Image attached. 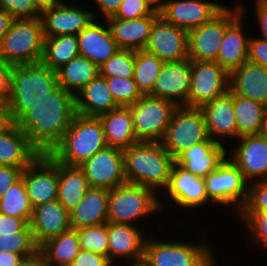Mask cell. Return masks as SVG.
<instances>
[{"label": "cell", "instance_id": "obj_1", "mask_svg": "<svg viewBox=\"0 0 267 266\" xmlns=\"http://www.w3.org/2000/svg\"><path fill=\"white\" fill-rule=\"evenodd\" d=\"M75 114V96L58 86L16 123L40 154H48L61 141Z\"/></svg>", "mask_w": 267, "mask_h": 266}, {"label": "cell", "instance_id": "obj_2", "mask_svg": "<svg viewBox=\"0 0 267 266\" xmlns=\"http://www.w3.org/2000/svg\"><path fill=\"white\" fill-rule=\"evenodd\" d=\"M122 151L127 183L150 188L156 193L167 188L175 159L162 142H137Z\"/></svg>", "mask_w": 267, "mask_h": 266}, {"label": "cell", "instance_id": "obj_3", "mask_svg": "<svg viewBox=\"0 0 267 266\" xmlns=\"http://www.w3.org/2000/svg\"><path fill=\"white\" fill-rule=\"evenodd\" d=\"M58 86L56 71L42 63L13 65L8 100L11 122H17L34 105L46 99Z\"/></svg>", "mask_w": 267, "mask_h": 266}, {"label": "cell", "instance_id": "obj_4", "mask_svg": "<svg viewBox=\"0 0 267 266\" xmlns=\"http://www.w3.org/2000/svg\"><path fill=\"white\" fill-rule=\"evenodd\" d=\"M106 146L99 118L76 113L69 129L49 154L57 162L79 166Z\"/></svg>", "mask_w": 267, "mask_h": 266}, {"label": "cell", "instance_id": "obj_5", "mask_svg": "<svg viewBox=\"0 0 267 266\" xmlns=\"http://www.w3.org/2000/svg\"><path fill=\"white\" fill-rule=\"evenodd\" d=\"M44 35L40 17L14 19L2 38L0 60L11 65L41 63Z\"/></svg>", "mask_w": 267, "mask_h": 266}, {"label": "cell", "instance_id": "obj_6", "mask_svg": "<svg viewBox=\"0 0 267 266\" xmlns=\"http://www.w3.org/2000/svg\"><path fill=\"white\" fill-rule=\"evenodd\" d=\"M162 205L154 190L125 183L109 190L107 222L136 225L137 220L163 210Z\"/></svg>", "mask_w": 267, "mask_h": 266}, {"label": "cell", "instance_id": "obj_7", "mask_svg": "<svg viewBox=\"0 0 267 266\" xmlns=\"http://www.w3.org/2000/svg\"><path fill=\"white\" fill-rule=\"evenodd\" d=\"M144 257L154 266H210L216 259L205 243V234L199 244L178 241H159L147 234ZM204 238V239H203ZM205 241V242H204Z\"/></svg>", "mask_w": 267, "mask_h": 266}, {"label": "cell", "instance_id": "obj_8", "mask_svg": "<svg viewBox=\"0 0 267 266\" xmlns=\"http://www.w3.org/2000/svg\"><path fill=\"white\" fill-rule=\"evenodd\" d=\"M172 101L143 95L129 108L138 142H162L174 111Z\"/></svg>", "mask_w": 267, "mask_h": 266}, {"label": "cell", "instance_id": "obj_9", "mask_svg": "<svg viewBox=\"0 0 267 266\" xmlns=\"http://www.w3.org/2000/svg\"><path fill=\"white\" fill-rule=\"evenodd\" d=\"M209 139L204 115L200 108L178 106L173 113L162 144L176 159L189 147Z\"/></svg>", "mask_w": 267, "mask_h": 266}, {"label": "cell", "instance_id": "obj_10", "mask_svg": "<svg viewBox=\"0 0 267 266\" xmlns=\"http://www.w3.org/2000/svg\"><path fill=\"white\" fill-rule=\"evenodd\" d=\"M204 179L211 203L225 207L233 205L236 213L239 212L247 199L248 182L229 158Z\"/></svg>", "mask_w": 267, "mask_h": 266}, {"label": "cell", "instance_id": "obj_11", "mask_svg": "<svg viewBox=\"0 0 267 266\" xmlns=\"http://www.w3.org/2000/svg\"><path fill=\"white\" fill-rule=\"evenodd\" d=\"M21 178L32 208L57 200L58 162L49 153L39 154L23 169Z\"/></svg>", "mask_w": 267, "mask_h": 266}, {"label": "cell", "instance_id": "obj_12", "mask_svg": "<svg viewBox=\"0 0 267 266\" xmlns=\"http://www.w3.org/2000/svg\"><path fill=\"white\" fill-rule=\"evenodd\" d=\"M230 74L217 62L192 61L187 106L200 108L229 90Z\"/></svg>", "mask_w": 267, "mask_h": 266}, {"label": "cell", "instance_id": "obj_13", "mask_svg": "<svg viewBox=\"0 0 267 266\" xmlns=\"http://www.w3.org/2000/svg\"><path fill=\"white\" fill-rule=\"evenodd\" d=\"M236 5L235 10L226 6V31L215 61L229 74L248 60L250 37L245 35L242 20L245 18V6L242 3Z\"/></svg>", "mask_w": 267, "mask_h": 266}, {"label": "cell", "instance_id": "obj_14", "mask_svg": "<svg viewBox=\"0 0 267 266\" xmlns=\"http://www.w3.org/2000/svg\"><path fill=\"white\" fill-rule=\"evenodd\" d=\"M79 167L84 171L91 188L112 190L127 183L124 175V155L119 148L106 146Z\"/></svg>", "mask_w": 267, "mask_h": 266}, {"label": "cell", "instance_id": "obj_15", "mask_svg": "<svg viewBox=\"0 0 267 266\" xmlns=\"http://www.w3.org/2000/svg\"><path fill=\"white\" fill-rule=\"evenodd\" d=\"M144 50L156 55L164 63L187 59L188 31L174 26L159 15L153 22Z\"/></svg>", "mask_w": 267, "mask_h": 266}, {"label": "cell", "instance_id": "obj_16", "mask_svg": "<svg viewBox=\"0 0 267 266\" xmlns=\"http://www.w3.org/2000/svg\"><path fill=\"white\" fill-rule=\"evenodd\" d=\"M225 6L209 0H163L159 14L174 26L190 31L208 22Z\"/></svg>", "mask_w": 267, "mask_h": 266}, {"label": "cell", "instance_id": "obj_17", "mask_svg": "<svg viewBox=\"0 0 267 266\" xmlns=\"http://www.w3.org/2000/svg\"><path fill=\"white\" fill-rule=\"evenodd\" d=\"M98 16L96 11L83 9L62 2L40 13L44 38L62 35H77Z\"/></svg>", "mask_w": 267, "mask_h": 266}, {"label": "cell", "instance_id": "obj_18", "mask_svg": "<svg viewBox=\"0 0 267 266\" xmlns=\"http://www.w3.org/2000/svg\"><path fill=\"white\" fill-rule=\"evenodd\" d=\"M240 144L232 148L228 157L250 183L267 180V138L260 134L238 138Z\"/></svg>", "mask_w": 267, "mask_h": 266}, {"label": "cell", "instance_id": "obj_19", "mask_svg": "<svg viewBox=\"0 0 267 266\" xmlns=\"http://www.w3.org/2000/svg\"><path fill=\"white\" fill-rule=\"evenodd\" d=\"M226 31V6L208 22L188 31V58L215 62Z\"/></svg>", "mask_w": 267, "mask_h": 266}, {"label": "cell", "instance_id": "obj_20", "mask_svg": "<svg viewBox=\"0 0 267 266\" xmlns=\"http://www.w3.org/2000/svg\"><path fill=\"white\" fill-rule=\"evenodd\" d=\"M191 72L192 60L189 58L164 63L149 95L172 101L177 106H187Z\"/></svg>", "mask_w": 267, "mask_h": 266}, {"label": "cell", "instance_id": "obj_21", "mask_svg": "<svg viewBox=\"0 0 267 266\" xmlns=\"http://www.w3.org/2000/svg\"><path fill=\"white\" fill-rule=\"evenodd\" d=\"M168 194L169 201L180 208L195 209L211 202L206 191V182L202 177L193 175L174 163L167 188L162 191Z\"/></svg>", "mask_w": 267, "mask_h": 266}, {"label": "cell", "instance_id": "obj_22", "mask_svg": "<svg viewBox=\"0 0 267 266\" xmlns=\"http://www.w3.org/2000/svg\"><path fill=\"white\" fill-rule=\"evenodd\" d=\"M210 139L223 142L238 139L237 122L233 109V92L229 89L223 95L200 107Z\"/></svg>", "mask_w": 267, "mask_h": 266}, {"label": "cell", "instance_id": "obj_23", "mask_svg": "<svg viewBox=\"0 0 267 266\" xmlns=\"http://www.w3.org/2000/svg\"><path fill=\"white\" fill-rule=\"evenodd\" d=\"M224 145L209 138L183 151L175 163L193 175L205 178L228 158L229 151Z\"/></svg>", "mask_w": 267, "mask_h": 266}, {"label": "cell", "instance_id": "obj_24", "mask_svg": "<svg viewBox=\"0 0 267 266\" xmlns=\"http://www.w3.org/2000/svg\"><path fill=\"white\" fill-rule=\"evenodd\" d=\"M30 228L35 245L39 248L47 240L71 228L70 213L58 200L33 208Z\"/></svg>", "mask_w": 267, "mask_h": 266}, {"label": "cell", "instance_id": "obj_25", "mask_svg": "<svg viewBox=\"0 0 267 266\" xmlns=\"http://www.w3.org/2000/svg\"><path fill=\"white\" fill-rule=\"evenodd\" d=\"M141 230L137 225L108 222V259L113 265L116 259L129 263L143 257L147 236Z\"/></svg>", "mask_w": 267, "mask_h": 266}, {"label": "cell", "instance_id": "obj_26", "mask_svg": "<svg viewBox=\"0 0 267 266\" xmlns=\"http://www.w3.org/2000/svg\"><path fill=\"white\" fill-rule=\"evenodd\" d=\"M105 25L95 19L87 28L77 34L80 56L100 67L120 48L112 38L107 22ZM102 25V26H101Z\"/></svg>", "mask_w": 267, "mask_h": 266}, {"label": "cell", "instance_id": "obj_27", "mask_svg": "<svg viewBox=\"0 0 267 266\" xmlns=\"http://www.w3.org/2000/svg\"><path fill=\"white\" fill-rule=\"evenodd\" d=\"M159 15V11L156 10L152 15L137 19H120L110 16L105 21L112 38L120 49L137 51L144 50L153 22Z\"/></svg>", "mask_w": 267, "mask_h": 266}, {"label": "cell", "instance_id": "obj_28", "mask_svg": "<svg viewBox=\"0 0 267 266\" xmlns=\"http://www.w3.org/2000/svg\"><path fill=\"white\" fill-rule=\"evenodd\" d=\"M229 89L267 106V68L245 61L230 73Z\"/></svg>", "mask_w": 267, "mask_h": 266}, {"label": "cell", "instance_id": "obj_29", "mask_svg": "<svg viewBox=\"0 0 267 266\" xmlns=\"http://www.w3.org/2000/svg\"><path fill=\"white\" fill-rule=\"evenodd\" d=\"M39 154L16 122L0 131V165L25 169Z\"/></svg>", "mask_w": 267, "mask_h": 266}, {"label": "cell", "instance_id": "obj_30", "mask_svg": "<svg viewBox=\"0 0 267 266\" xmlns=\"http://www.w3.org/2000/svg\"><path fill=\"white\" fill-rule=\"evenodd\" d=\"M118 108L107 86L105 77L98 75L85 85L75 96L76 113L99 117Z\"/></svg>", "mask_w": 267, "mask_h": 266}, {"label": "cell", "instance_id": "obj_31", "mask_svg": "<svg viewBox=\"0 0 267 266\" xmlns=\"http://www.w3.org/2000/svg\"><path fill=\"white\" fill-rule=\"evenodd\" d=\"M109 190L90 188L70 212L71 228L80 229L107 223Z\"/></svg>", "mask_w": 267, "mask_h": 266}, {"label": "cell", "instance_id": "obj_32", "mask_svg": "<svg viewBox=\"0 0 267 266\" xmlns=\"http://www.w3.org/2000/svg\"><path fill=\"white\" fill-rule=\"evenodd\" d=\"M98 118L103 127L107 146L124 150L138 142L129 107H118Z\"/></svg>", "mask_w": 267, "mask_h": 266}, {"label": "cell", "instance_id": "obj_33", "mask_svg": "<svg viewBox=\"0 0 267 266\" xmlns=\"http://www.w3.org/2000/svg\"><path fill=\"white\" fill-rule=\"evenodd\" d=\"M90 188L84 171L79 166L58 162L57 200L69 213L79 205Z\"/></svg>", "mask_w": 267, "mask_h": 266}, {"label": "cell", "instance_id": "obj_34", "mask_svg": "<svg viewBox=\"0 0 267 266\" xmlns=\"http://www.w3.org/2000/svg\"><path fill=\"white\" fill-rule=\"evenodd\" d=\"M46 266H69L80 252L77 229L69 228L38 248Z\"/></svg>", "mask_w": 267, "mask_h": 266}, {"label": "cell", "instance_id": "obj_35", "mask_svg": "<svg viewBox=\"0 0 267 266\" xmlns=\"http://www.w3.org/2000/svg\"><path fill=\"white\" fill-rule=\"evenodd\" d=\"M56 73L59 86L76 96V92L99 75V67L79 55L59 68Z\"/></svg>", "mask_w": 267, "mask_h": 266}, {"label": "cell", "instance_id": "obj_36", "mask_svg": "<svg viewBox=\"0 0 267 266\" xmlns=\"http://www.w3.org/2000/svg\"><path fill=\"white\" fill-rule=\"evenodd\" d=\"M233 109L237 122L238 138L262 132L267 113L266 105L233 93Z\"/></svg>", "mask_w": 267, "mask_h": 266}, {"label": "cell", "instance_id": "obj_37", "mask_svg": "<svg viewBox=\"0 0 267 266\" xmlns=\"http://www.w3.org/2000/svg\"><path fill=\"white\" fill-rule=\"evenodd\" d=\"M79 55L77 35L70 34L44 38L41 63L53 71H57Z\"/></svg>", "mask_w": 267, "mask_h": 266}, {"label": "cell", "instance_id": "obj_38", "mask_svg": "<svg viewBox=\"0 0 267 266\" xmlns=\"http://www.w3.org/2000/svg\"><path fill=\"white\" fill-rule=\"evenodd\" d=\"M163 65L164 62L156 55L145 50L135 51L133 80L142 95L152 92Z\"/></svg>", "mask_w": 267, "mask_h": 266}, {"label": "cell", "instance_id": "obj_39", "mask_svg": "<svg viewBox=\"0 0 267 266\" xmlns=\"http://www.w3.org/2000/svg\"><path fill=\"white\" fill-rule=\"evenodd\" d=\"M0 213L16 218H24L30 223L33 208L22 178L10 186L0 197Z\"/></svg>", "mask_w": 267, "mask_h": 266}, {"label": "cell", "instance_id": "obj_40", "mask_svg": "<svg viewBox=\"0 0 267 266\" xmlns=\"http://www.w3.org/2000/svg\"><path fill=\"white\" fill-rule=\"evenodd\" d=\"M80 249L91 251L108 258V222L77 229Z\"/></svg>", "mask_w": 267, "mask_h": 266}, {"label": "cell", "instance_id": "obj_41", "mask_svg": "<svg viewBox=\"0 0 267 266\" xmlns=\"http://www.w3.org/2000/svg\"><path fill=\"white\" fill-rule=\"evenodd\" d=\"M135 51L119 49L112 57L99 67L102 77L133 78Z\"/></svg>", "mask_w": 267, "mask_h": 266}, {"label": "cell", "instance_id": "obj_42", "mask_svg": "<svg viewBox=\"0 0 267 266\" xmlns=\"http://www.w3.org/2000/svg\"><path fill=\"white\" fill-rule=\"evenodd\" d=\"M105 79L118 107H130L143 96L133 78L105 77Z\"/></svg>", "mask_w": 267, "mask_h": 266}, {"label": "cell", "instance_id": "obj_43", "mask_svg": "<svg viewBox=\"0 0 267 266\" xmlns=\"http://www.w3.org/2000/svg\"><path fill=\"white\" fill-rule=\"evenodd\" d=\"M38 250L32 231H21L14 234H0V252H11L23 257L32 255Z\"/></svg>", "mask_w": 267, "mask_h": 266}, {"label": "cell", "instance_id": "obj_44", "mask_svg": "<svg viewBox=\"0 0 267 266\" xmlns=\"http://www.w3.org/2000/svg\"><path fill=\"white\" fill-rule=\"evenodd\" d=\"M237 217L247 225L255 246L267 249V212H238Z\"/></svg>", "mask_w": 267, "mask_h": 266}, {"label": "cell", "instance_id": "obj_45", "mask_svg": "<svg viewBox=\"0 0 267 266\" xmlns=\"http://www.w3.org/2000/svg\"><path fill=\"white\" fill-rule=\"evenodd\" d=\"M239 212H267V180L248 183L247 199Z\"/></svg>", "mask_w": 267, "mask_h": 266}, {"label": "cell", "instance_id": "obj_46", "mask_svg": "<svg viewBox=\"0 0 267 266\" xmlns=\"http://www.w3.org/2000/svg\"><path fill=\"white\" fill-rule=\"evenodd\" d=\"M156 9L146 0H123L112 16L120 19H137L152 15Z\"/></svg>", "mask_w": 267, "mask_h": 266}, {"label": "cell", "instance_id": "obj_47", "mask_svg": "<svg viewBox=\"0 0 267 266\" xmlns=\"http://www.w3.org/2000/svg\"><path fill=\"white\" fill-rule=\"evenodd\" d=\"M0 8L8 12L13 19H31L40 17V11L33 0H0Z\"/></svg>", "mask_w": 267, "mask_h": 266}, {"label": "cell", "instance_id": "obj_48", "mask_svg": "<svg viewBox=\"0 0 267 266\" xmlns=\"http://www.w3.org/2000/svg\"><path fill=\"white\" fill-rule=\"evenodd\" d=\"M248 61L267 68V40L250 37Z\"/></svg>", "mask_w": 267, "mask_h": 266}, {"label": "cell", "instance_id": "obj_49", "mask_svg": "<svg viewBox=\"0 0 267 266\" xmlns=\"http://www.w3.org/2000/svg\"><path fill=\"white\" fill-rule=\"evenodd\" d=\"M21 231H31L30 223L26 219L0 213V234H14Z\"/></svg>", "mask_w": 267, "mask_h": 266}, {"label": "cell", "instance_id": "obj_50", "mask_svg": "<svg viewBox=\"0 0 267 266\" xmlns=\"http://www.w3.org/2000/svg\"><path fill=\"white\" fill-rule=\"evenodd\" d=\"M69 266H114L106 256L80 250Z\"/></svg>", "mask_w": 267, "mask_h": 266}, {"label": "cell", "instance_id": "obj_51", "mask_svg": "<svg viewBox=\"0 0 267 266\" xmlns=\"http://www.w3.org/2000/svg\"><path fill=\"white\" fill-rule=\"evenodd\" d=\"M22 172L20 167L0 165V197L21 179Z\"/></svg>", "mask_w": 267, "mask_h": 266}, {"label": "cell", "instance_id": "obj_52", "mask_svg": "<svg viewBox=\"0 0 267 266\" xmlns=\"http://www.w3.org/2000/svg\"><path fill=\"white\" fill-rule=\"evenodd\" d=\"M13 65L0 60V102L8 104Z\"/></svg>", "mask_w": 267, "mask_h": 266}, {"label": "cell", "instance_id": "obj_53", "mask_svg": "<svg viewBox=\"0 0 267 266\" xmlns=\"http://www.w3.org/2000/svg\"><path fill=\"white\" fill-rule=\"evenodd\" d=\"M255 14L261 31V36L264 40H267V0H256Z\"/></svg>", "mask_w": 267, "mask_h": 266}, {"label": "cell", "instance_id": "obj_54", "mask_svg": "<svg viewBox=\"0 0 267 266\" xmlns=\"http://www.w3.org/2000/svg\"><path fill=\"white\" fill-rule=\"evenodd\" d=\"M97 3L98 8H100L101 16L103 15V18H108L110 16H113L116 11L118 10L120 4L123 2V0H95Z\"/></svg>", "mask_w": 267, "mask_h": 266}, {"label": "cell", "instance_id": "obj_55", "mask_svg": "<svg viewBox=\"0 0 267 266\" xmlns=\"http://www.w3.org/2000/svg\"><path fill=\"white\" fill-rule=\"evenodd\" d=\"M17 266H46L43 254L38 249L32 255L23 257Z\"/></svg>", "mask_w": 267, "mask_h": 266}, {"label": "cell", "instance_id": "obj_56", "mask_svg": "<svg viewBox=\"0 0 267 266\" xmlns=\"http://www.w3.org/2000/svg\"><path fill=\"white\" fill-rule=\"evenodd\" d=\"M23 256L11 252H0V266H17L22 260Z\"/></svg>", "mask_w": 267, "mask_h": 266}, {"label": "cell", "instance_id": "obj_57", "mask_svg": "<svg viewBox=\"0 0 267 266\" xmlns=\"http://www.w3.org/2000/svg\"><path fill=\"white\" fill-rule=\"evenodd\" d=\"M13 20V17L8 12L0 8V44Z\"/></svg>", "mask_w": 267, "mask_h": 266}, {"label": "cell", "instance_id": "obj_58", "mask_svg": "<svg viewBox=\"0 0 267 266\" xmlns=\"http://www.w3.org/2000/svg\"><path fill=\"white\" fill-rule=\"evenodd\" d=\"M10 123L8 104L0 102V131Z\"/></svg>", "mask_w": 267, "mask_h": 266}, {"label": "cell", "instance_id": "obj_59", "mask_svg": "<svg viewBox=\"0 0 267 266\" xmlns=\"http://www.w3.org/2000/svg\"><path fill=\"white\" fill-rule=\"evenodd\" d=\"M63 0H33L37 9L41 12L62 3Z\"/></svg>", "mask_w": 267, "mask_h": 266}, {"label": "cell", "instance_id": "obj_60", "mask_svg": "<svg viewBox=\"0 0 267 266\" xmlns=\"http://www.w3.org/2000/svg\"><path fill=\"white\" fill-rule=\"evenodd\" d=\"M130 263L132 264H128V266H154L153 264H151L144 256L141 258H138L136 260L130 261Z\"/></svg>", "mask_w": 267, "mask_h": 266}, {"label": "cell", "instance_id": "obj_61", "mask_svg": "<svg viewBox=\"0 0 267 266\" xmlns=\"http://www.w3.org/2000/svg\"><path fill=\"white\" fill-rule=\"evenodd\" d=\"M146 1H148L157 11H159L163 3V0H146Z\"/></svg>", "mask_w": 267, "mask_h": 266}, {"label": "cell", "instance_id": "obj_62", "mask_svg": "<svg viewBox=\"0 0 267 266\" xmlns=\"http://www.w3.org/2000/svg\"><path fill=\"white\" fill-rule=\"evenodd\" d=\"M261 134L267 138V113L264 119L263 128Z\"/></svg>", "mask_w": 267, "mask_h": 266}, {"label": "cell", "instance_id": "obj_63", "mask_svg": "<svg viewBox=\"0 0 267 266\" xmlns=\"http://www.w3.org/2000/svg\"><path fill=\"white\" fill-rule=\"evenodd\" d=\"M216 263H217V260L216 262L214 261L210 266H215Z\"/></svg>", "mask_w": 267, "mask_h": 266}]
</instances>
